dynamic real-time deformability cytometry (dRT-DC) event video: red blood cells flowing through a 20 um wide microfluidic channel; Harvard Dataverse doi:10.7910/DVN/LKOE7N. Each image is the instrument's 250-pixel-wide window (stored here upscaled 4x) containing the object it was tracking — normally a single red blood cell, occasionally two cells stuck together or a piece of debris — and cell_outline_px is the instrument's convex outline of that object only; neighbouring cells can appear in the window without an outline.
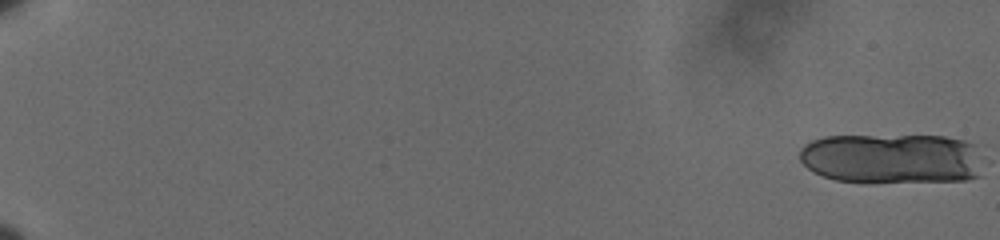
{"species": "human", "species_latin": "Homo sapiens", "temperature_condition": "cold", "stored_images_in_passage": 22, "camera_frame_rate_fps": 3000, "um_per_image_px": 0.085, "donor": {"sex": "male"}, "frame": {"image": 1, "passage_image": 1, "time_ms": 0.0, "image_size_px": [1000, 240], "cell_outline_px": [[980, 176], [964, 180], [872, 184], [868, 184], [836, 180], [812, 172], [800, 160], [800, 148], [804, 144], [812, 140], [824, 136], [944, 136], [964, 140], [976, 144]], "centroid_in_image_um": [75.77, 13.5], "position_along_channel_um": 9.2, "area_um2": 54.68}}
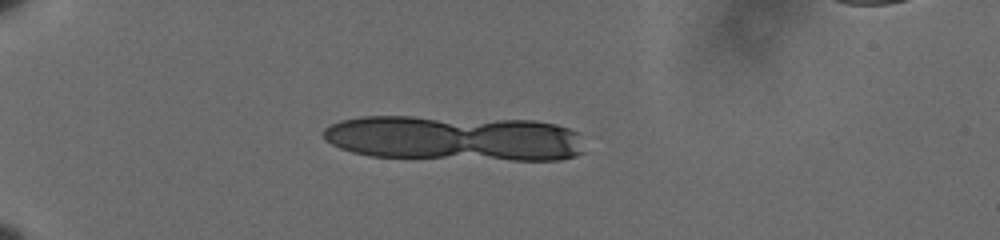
{"frame": {"image": 2, "passage_image": 19, "time_ms": 6.0, "image_size_px": [1000, 240], "cell_outline_px": [[584, 152], [576, 156], [560, 160], [512, 160], [372, 156], [352, 152], [340, 148], [324, 140], [320, 132], [324, 128], [340, 120], [360, 116], [412, 116], [536, 120], [556, 124], [580, 132]], "centroid_in_image_um": [38.63, 11.74], "position_along_channel_um": 46.4, "area_um2": 69.94}}